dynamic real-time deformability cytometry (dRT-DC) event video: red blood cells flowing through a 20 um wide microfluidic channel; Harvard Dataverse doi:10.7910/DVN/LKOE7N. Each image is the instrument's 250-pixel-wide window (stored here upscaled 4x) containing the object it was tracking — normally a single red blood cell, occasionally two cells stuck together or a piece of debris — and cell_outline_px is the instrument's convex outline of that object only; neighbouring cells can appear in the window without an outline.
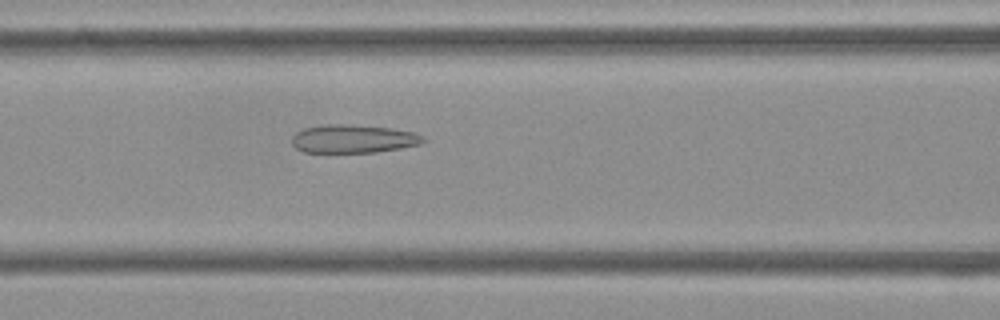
{"species": "Egyptian fruit bat (a non-hibernating species)", "species_latin": "Rousettus aegyptiacus", "temperature_condition": "cold", "stored_images_in_passage": 47, "camera_frame_rate_fps": 3000, "um_per_image_px": 0.085, "frame": {"image": 1, "passage_image": 16, "time_ms": 5.0, "image_size_px": [1000, 320], "cell_outline_px": [[428, 140], [420, 144], [400, 148], [376, 152], [304, 152], [296, 148], [292, 144], [292, 136], [296, 132], [304, 128], [324, 124], [352, 124], [392, 128], [412, 132], [424, 136]], "centroid_in_image_um": [30.03, 11.79], "position_along_channel_um": 136.6, "area_um2": 21.79}}
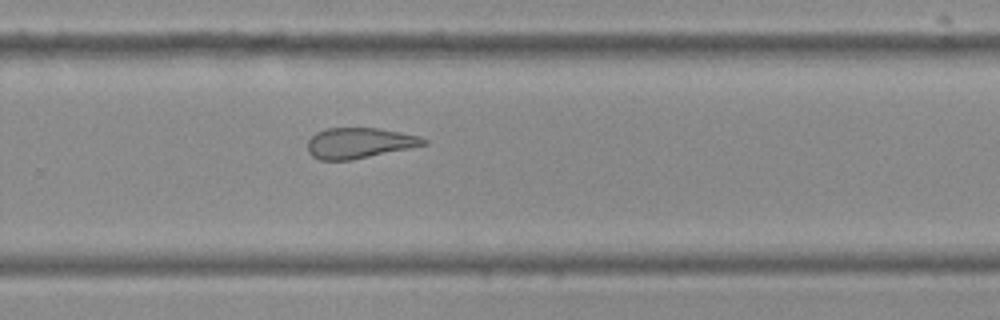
{"frame": {"image": 2, "passage_image": 29, "time_ms": 9.333, "image_size_px": [1000, 320], "cell_outline_px": [[428, 144], [352, 160], [320, 160], [312, 156], [308, 152], [308, 140], [316, 132], [328, 128], [376, 128], [400, 132], [420, 136], [428, 140]], "centroid_in_image_um": [30.54, 12.16], "position_along_channel_um": 299.3, "area_um2": 20.63}}
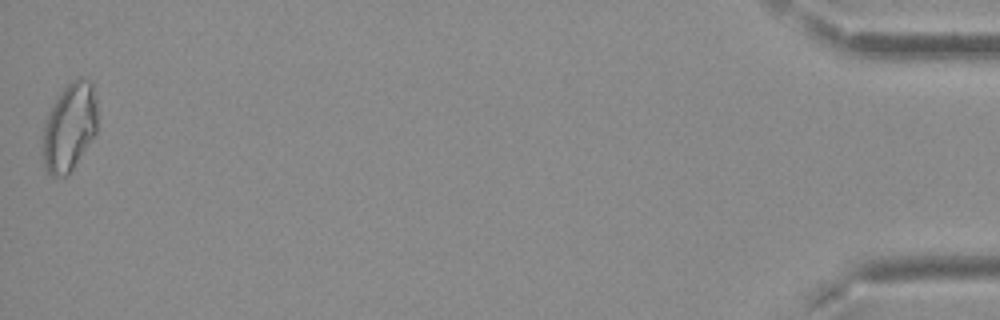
{"frame": {"image": 3, "passage_image": 47, "time_ms": 15.333, "image_size_px": [1000, 320], "cell_outline_px": [[96, 132], [72, 168], [64, 176], [52, 176], [44, 168], [44, 120], [52, 104], [60, 92], [72, 80], [80, 76], [88, 80], [92, 84], [96, 100]], "centroid_in_image_um": [5.89, 10.75], "position_along_channel_um": 429.3, "area_um2": 27.51}, "authors_computed_cell_mechanics": {"area_um2": 23.1778, "velocity_mm_per_s": 3.7669, "shape_relaxation_time_tau1_ms": null, "shape_relaxation_time_tau2_ms": 2.694, "deformation_change_tau1": null, "deformation_change_tau2": 0.1281}}